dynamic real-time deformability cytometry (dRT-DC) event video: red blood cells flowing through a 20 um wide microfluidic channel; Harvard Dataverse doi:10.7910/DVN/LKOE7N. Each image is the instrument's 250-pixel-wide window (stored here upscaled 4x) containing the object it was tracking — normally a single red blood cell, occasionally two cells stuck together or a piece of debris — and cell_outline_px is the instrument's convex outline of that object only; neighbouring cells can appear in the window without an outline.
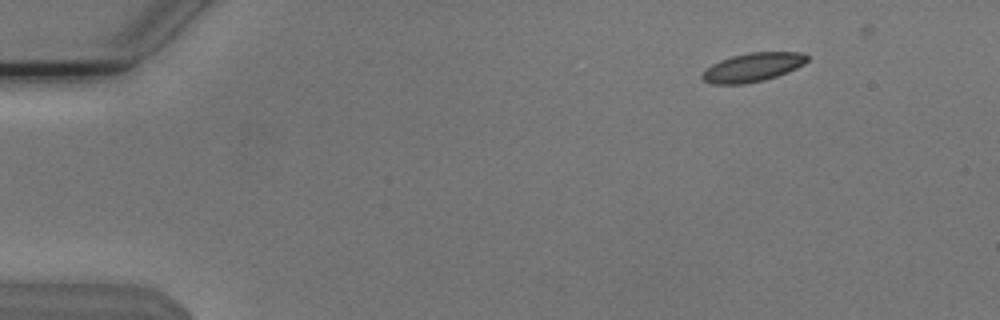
{"species": "Egyptian fruit bat (a non-hibernating species)", "species_latin": "Rousettus aegyptiacus", "temperature_condition": "cold", "stored_images_in_passage": 43, "camera_frame_rate_fps": 3000, "um_per_image_px": 0.085, "animal": {"sex": "male"}, "frame": {"image": 1, "passage_image": 1, "time_ms": 0.0, "image_size_px": [1000, 320], "cell_outline_px": [[808, 60], [804, 64], [796, 68], [776, 76], [764, 80], [744, 84], [712, 84], [704, 80], [700, 76], [712, 64], [720, 60], [732, 56], [748, 52], [804, 52], [808, 56]], "centroid_in_image_um": [63.99, 5.71], "position_along_channel_um": 21.0, "area_um2": 17.51}}
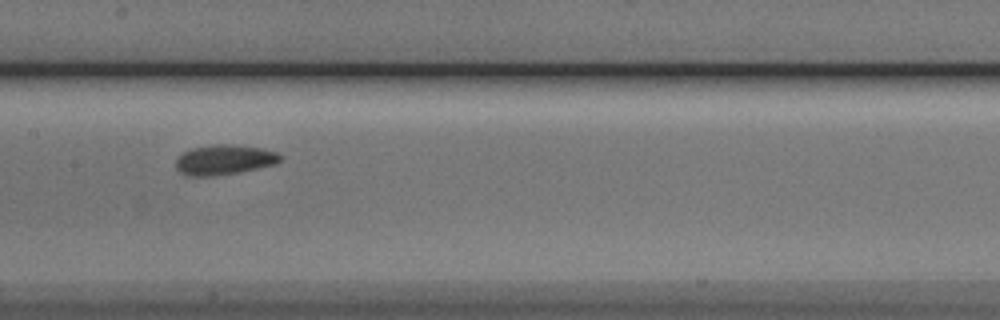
{"frame": {"image": 2, "passage_image": 22, "time_ms": 7.0, "image_size_px": [1000, 320], "cell_outline_px": [[280, 160], [276, 164], [236, 172], [212, 176], [184, 176], [176, 168], [176, 156], [192, 148], [216, 144], [232, 144], [260, 148], [276, 152], [280, 156]], "centroid_in_image_um": [19.0, 13.58], "position_along_channel_um": 188.4, "area_um2": 18.09}}
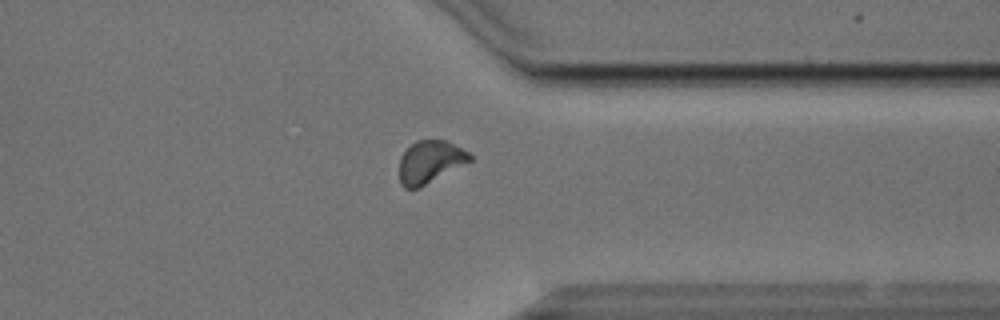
{"frame": {"image": 3, "passage_image": 37, "time_ms": 12.0, "image_size_px": [1000, 320], "cell_outline_px": [[472, 160], [420, 188], [404, 188], [400, 184], [400, 156], [416, 140], [448, 140], [468, 152], [472, 156]], "centroid_in_image_um": [36.56, 13.76], "position_along_channel_um": 374.8, "area_um2": 17.46}}